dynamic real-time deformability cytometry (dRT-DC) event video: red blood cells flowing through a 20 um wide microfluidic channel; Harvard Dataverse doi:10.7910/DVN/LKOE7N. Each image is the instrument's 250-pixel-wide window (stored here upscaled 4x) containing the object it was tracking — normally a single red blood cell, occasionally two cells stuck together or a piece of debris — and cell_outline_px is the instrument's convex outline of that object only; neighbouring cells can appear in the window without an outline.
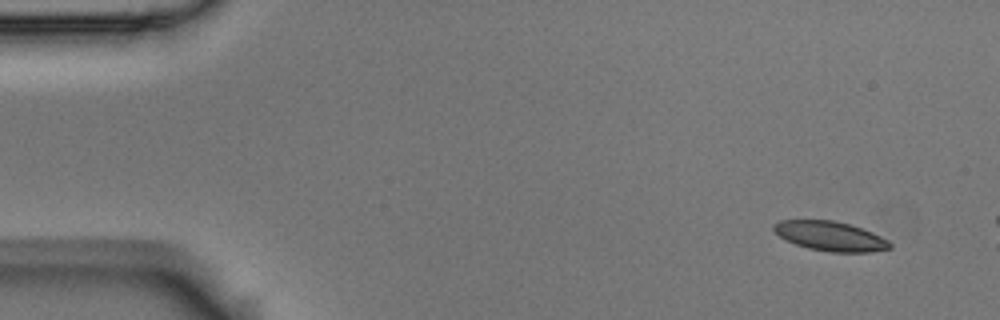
{"species": "Egyptian fruit bat (a non-hibernating species)", "species_latin": "Rousettus aegyptiacus", "temperature_condition": "room temperature", "stored_images_in_passage": 3, "camera_frame_rate_fps": 3000, "um_per_image_px": 0.085, "animal": {"sex": "male"}, "frame": {"image": 1, "passage_image": 1, "time_ms": 0.0, "image_size_px": [1000, 320], "cell_outline_px": [[892, 248], [872, 252], [832, 252], [808, 248], [796, 244], [780, 236], [772, 228], [772, 224], [780, 220], [832, 220], [848, 224], [872, 232], [888, 240], [892, 244]], "centroid_in_image_um": [70.59, 20.07], "position_along_channel_um": 14.4, "area_um2": 19.83}}